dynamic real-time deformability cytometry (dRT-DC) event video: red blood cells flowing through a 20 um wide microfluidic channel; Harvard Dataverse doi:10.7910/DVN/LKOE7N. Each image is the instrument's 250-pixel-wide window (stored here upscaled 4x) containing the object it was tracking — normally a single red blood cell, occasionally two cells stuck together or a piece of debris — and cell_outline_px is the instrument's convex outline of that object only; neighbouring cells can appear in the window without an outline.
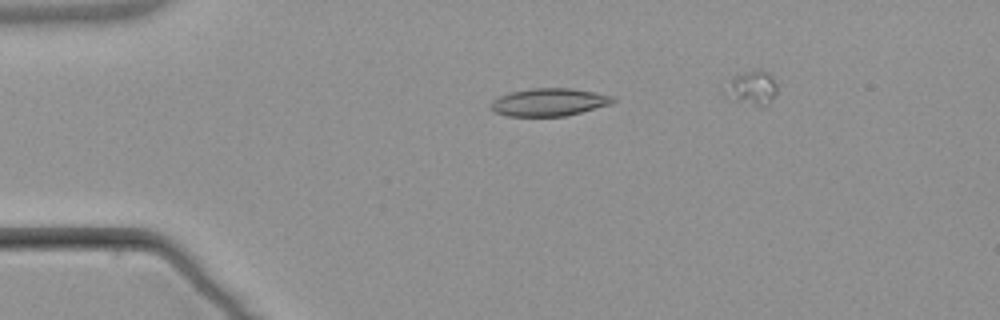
{"species": "common noctule bat (a hibernating species)", "species_latin": "Nyctalus noctula", "temperature_condition": "warm", "stored_images_in_passage": 7, "camera_frame_rate_fps": 3000, "um_per_image_px": 0.085, "animal": {"sex": "male", "body_mass_g": 21.5, "forearm_length_mm": 52.0}, "frame": {"image": 1, "passage_image": 4, "time_ms": 3.667, "image_size_px": [1000, 320], "cell_outline_px": [[616, 100], [612, 104], [564, 116], [508, 116], [496, 112], [492, 108], [492, 100], [508, 92], [532, 88], [572, 88], [596, 92], [616, 96]], "centroid_in_image_um": [46.72, 8.67], "position_along_channel_um": 38.3, "area_um2": 19.77}}